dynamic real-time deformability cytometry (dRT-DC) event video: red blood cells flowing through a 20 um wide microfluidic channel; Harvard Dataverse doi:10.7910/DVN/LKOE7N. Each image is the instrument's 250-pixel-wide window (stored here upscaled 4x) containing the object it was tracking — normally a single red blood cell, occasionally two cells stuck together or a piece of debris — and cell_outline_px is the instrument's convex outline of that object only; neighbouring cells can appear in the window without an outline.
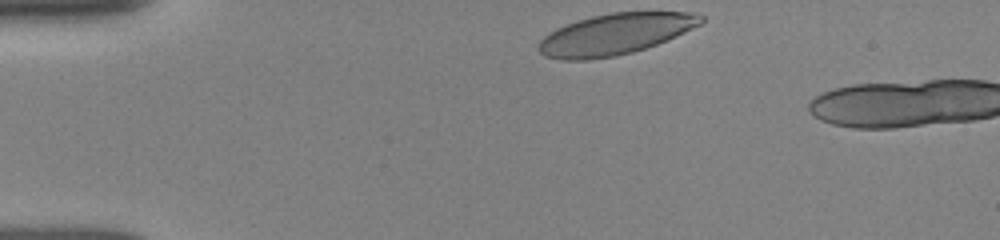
{"species": "human", "species_latin": "Homo sapiens", "temperature_condition": "room temperature", "stored_images_in_passage": 3, "camera_frame_rate_fps": 3000, "um_per_image_px": 0.085, "donor": {"sex": "female"}, "frame": {"image": 1, "passage_image": 1, "time_ms": 0.0, "image_size_px": [1000, 240], "cell_outline_px": [[704, 20], [700, 24], [676, 36], [656, 44], [632, 52], [616, 56], [588, 60], [560, 60], [544, 56], [536, 48], [540, 40], [544, 36], [556, 28], [592, 16], [608, 12], [688, 12], [704, 16]], "centroid_in_image_um": [52.25, 2.91], "position_along_channel_um": 32.8, "area_um2": 38.73}}